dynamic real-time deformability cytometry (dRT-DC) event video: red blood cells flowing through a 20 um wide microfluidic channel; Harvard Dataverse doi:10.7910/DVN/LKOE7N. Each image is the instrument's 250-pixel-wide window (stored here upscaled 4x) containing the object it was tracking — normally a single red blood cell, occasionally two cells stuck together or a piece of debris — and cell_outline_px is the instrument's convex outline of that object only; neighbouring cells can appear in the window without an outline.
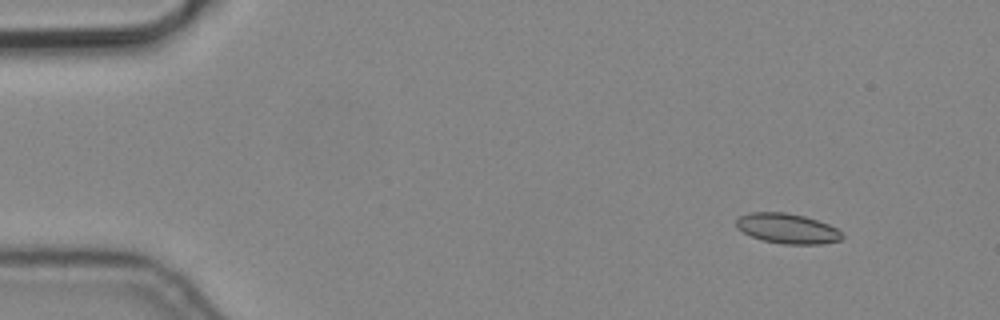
{"species": "common noctule bat (a hibernating species)", "species_latin": "Nyctalus noctula", "temperature_condition": "cold", "stored_images_in_passage": 4, "camera_frame_rate_fps": 3000, "um_per_image_px": 0.085, "animal": {"sex": "male", "body_mass_g": 19.2, "forearm_length_mm": 51.8}, "frame": {"image": 1, "passage_image": 1, "time_ms": 0.0, "image_size_px": [1000, 320], "cell_outline_px": [[844, 236], [840, 240], [824, 244], [784, 244], [764, 240], [752, 236], [736, 228], [736, 220], [740, 216], [748, 212], [784, 212], [804, 216], [828, 224], [836, 228]], "centroid_in_image_um": [66.92, 19.42], "position_along_channel_um": 18.1, "area_um2": 18.44}}
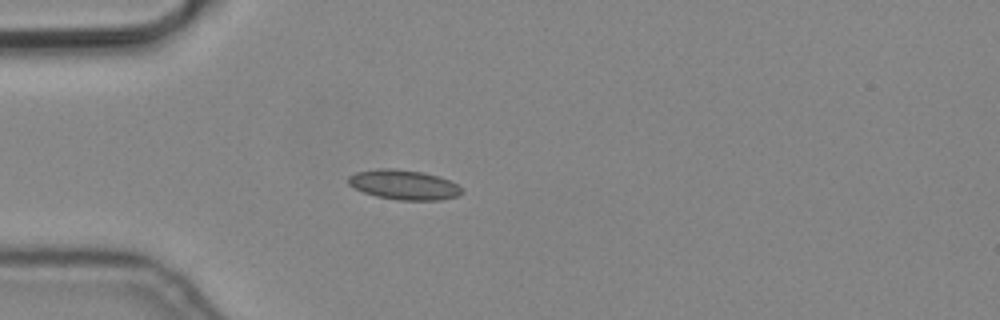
{"frame": {"image": 2, "passage_image": 3, "time_ms": 0.667, "image_size_px": [1000, 320], "cell_outline_px": [[464, 192], [460, 196], [440, 200], [396, 200], [376, 196], [364, 192], [348, 184], [348, 176], [356, 172], [380, 168], [396, 168], [424, 172], [440, 176], [456, 184]], "centroid_in_image_um": [34.35, 15.7], "position_along_channel_um": 50.7, "area_um2": 19.83}}